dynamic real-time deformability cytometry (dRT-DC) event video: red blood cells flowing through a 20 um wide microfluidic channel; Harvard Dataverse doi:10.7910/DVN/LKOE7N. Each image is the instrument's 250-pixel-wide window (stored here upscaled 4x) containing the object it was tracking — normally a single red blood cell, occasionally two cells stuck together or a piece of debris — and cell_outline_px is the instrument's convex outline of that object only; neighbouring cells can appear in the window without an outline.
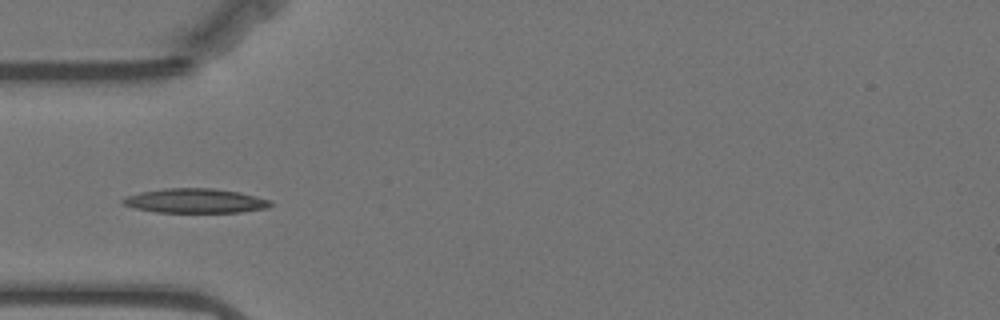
{"species": "Egyptian fruit bat (a non-hibernating species)", "species_latin": "Rousettus aegyptiacus", "temperature_condition": "warm", "stored_images_in_passage": 11, "camera_frame_rate_fps": 3000, "um_per_image_px": 0.085, "animal": {"sex": "female"}, "frame": {"image": 1, "passage_image": 1, "time_ms": 0.0, "image_size_px": [1000, 320], "cell_outline_px": [[272, 204], [268, 208], [240, 212], [156, 212], [136, 208], [124, 204], [120, 200], [128, 196], [140, 192], [164, 188], [216, 188], [240, 192], [272, 200]], "centroid_in_image_um": [16.64, 17.06], "position_along_channel_um": 68.4, "area_um2": 21.04}}
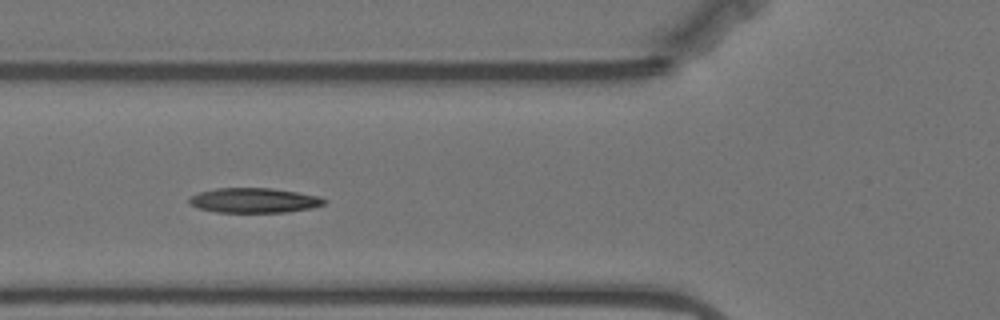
{"frame": {"image": 2, "passage_image": 4, "time_ms": 1.0, "image_size_px": [1000, 320], "cell_outline_px": [[328, 200], [324, 204], [312, 208], [288, 212], [216, 212], [200, 208], [188, 204], [188, 200], [192, 196], [200, 192], [216, 188], [272, 188], [320, 196]], "centroid_in_image_um": [21.63, 17.03], "position_along_channel_um": 104.2, "area_um2": 19.54}}
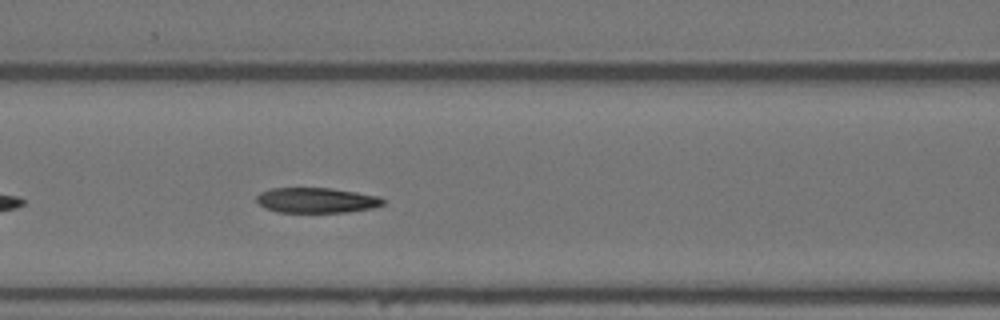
{"frame": {"image": 3, "passage_image": 7, "time_ms": 2.0, "image_size_px": [1000, 320], "cell_outline_px": [[384, 204], [376, 208], [344, 212], [280, 212], [264, 208], [256, 200], [256, 196], [260, 192], [272, 188], [332, 188], [380, 196], [384, 200]], "centroid_in_image_um": [26.92, 17.02], "position_along_channel_um": 139.7, "area_um2": 18.67}}